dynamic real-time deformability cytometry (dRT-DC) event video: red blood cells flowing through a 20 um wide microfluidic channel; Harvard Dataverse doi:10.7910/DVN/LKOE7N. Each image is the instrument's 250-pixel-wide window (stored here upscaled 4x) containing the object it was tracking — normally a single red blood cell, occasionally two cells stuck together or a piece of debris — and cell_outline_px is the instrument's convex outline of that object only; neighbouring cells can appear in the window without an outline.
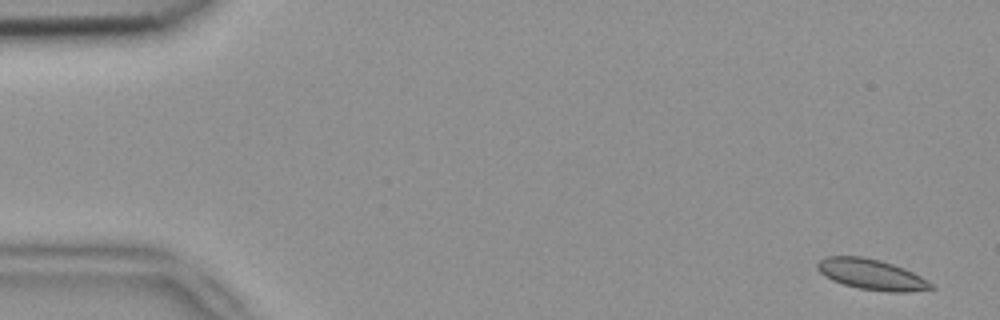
{"species": "common noctule bat (a hibernating species)", "species_latin": "Nyctalus noctula", "temperature_condition": "room temperature", "stored_images_in_passage": 5, "camera_frame_rate_fps": 3000, "um_per_image_px": 0.085, "animal": {"sex": "female", "body_mass_g": 18.4}, "frame": {"image": 1, "passage_image": 1, "time_ms": 0.0, "image_size_px": [1000, 320], "cell_outline_px": [[936, 288], [908, 292], [888, 292], [860, 288], [844, 284], [832, 280], [824, 276], [816, 268], [816, 264], [824, 256], [864, 256], [880, 260], [904, 268], [920, 276], [932, 284]], "centroid_in_image_um": [74.05, 23.32], "position_along_channel_um": 10.9, "area_um2": 20.23}}
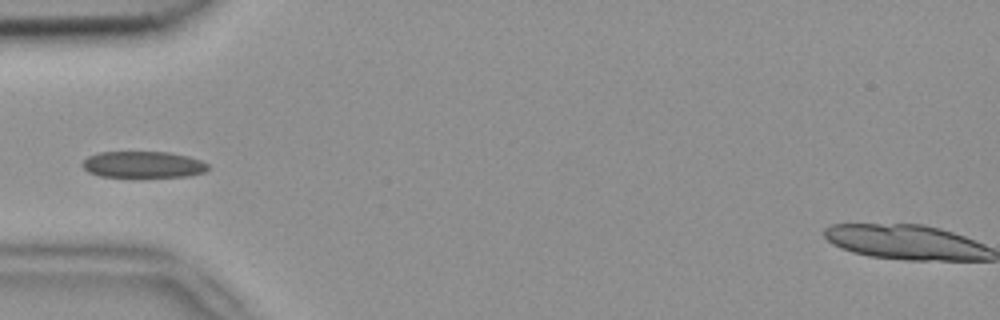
{"frame": {"image": 2, "passage_image": 4, "time_ms": 1.0, "image_size_px": [1000, 320], "cell_outline_px": [[208, 168], [204, 172], [188, 176], [100, 176], [88, 172], [80, 164], [88, 156], [96, 152], [168, 152], [188, 156], [200, 160], [208, 164]], "centroid_in_image_um": [12.13, 13.97], "position_along_channel_um": 72.9, "area_um2": 19.19}}